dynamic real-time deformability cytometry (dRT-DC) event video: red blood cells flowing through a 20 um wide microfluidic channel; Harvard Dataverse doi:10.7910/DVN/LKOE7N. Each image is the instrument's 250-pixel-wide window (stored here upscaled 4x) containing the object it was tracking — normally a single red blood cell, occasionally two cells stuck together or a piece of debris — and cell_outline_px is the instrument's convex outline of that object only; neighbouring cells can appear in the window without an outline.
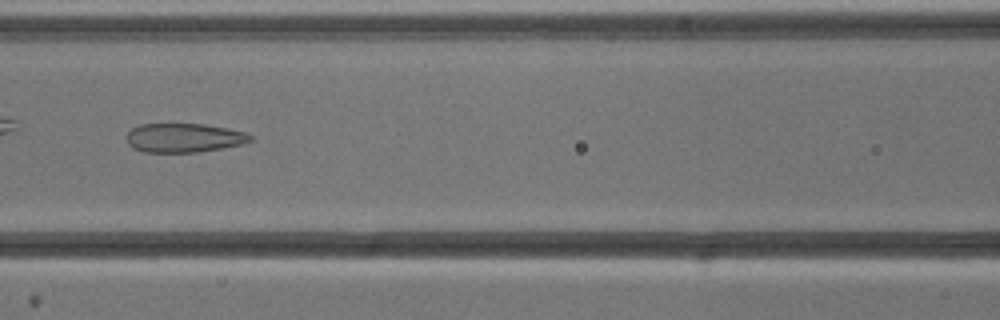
{"species": "common noctule bat (a hibernating species)", "species_latin": "Nyctalus noctula", "temperature_condition": "cold", "stored_images_in_passage": 5, "camera_frame_rate_fps": 3000, "um_per_image_px": 0.085, "animal": {"sex": "male", "body_mass_g": 13.3}, "frame": {"image": 1, "passage_image": 3, "time_ms": 2.333, "image_size_px": [1000, 320], "cell_outline_px": [[252, 140], [240, 144], [200, 152], [144, 152], [132, 148], [128, 144], [128, 132], [132, 128], [140, 124], [204, 124], [228, 128], [244, 132], [252, 136]], "centroid_in_image_um": [15.61, 11.71], "position_along_channel_um": 151.0, "area_um2": 20.81}}
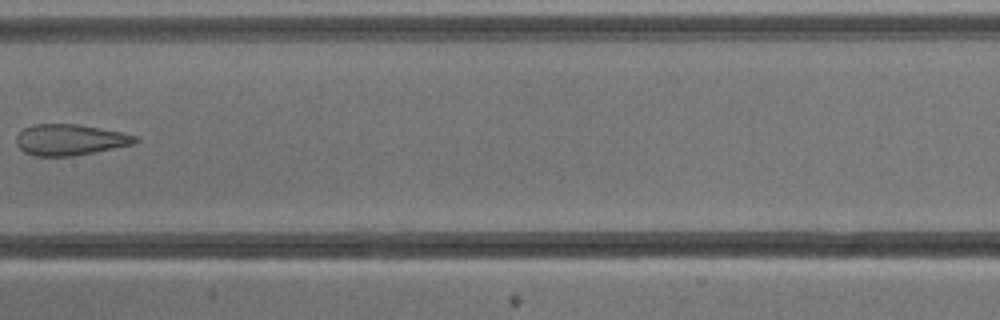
{"frame": {"image": 2, "passage_image": 4, "time_ms": 3.667, "image_size_px": [1000, 320], "cell_outline_px": [[140, 140], [132, 144], [72, 156], [36, 156], [24, 152], [16, 144], [16, 136], [24, 128], [32, 124], [76, 124], [120, 132], [136, 136]], "centroid_in_image_um": [5.89, 11.88], "position_along_channel_um": 201.5, "area_um2": 21.21}}
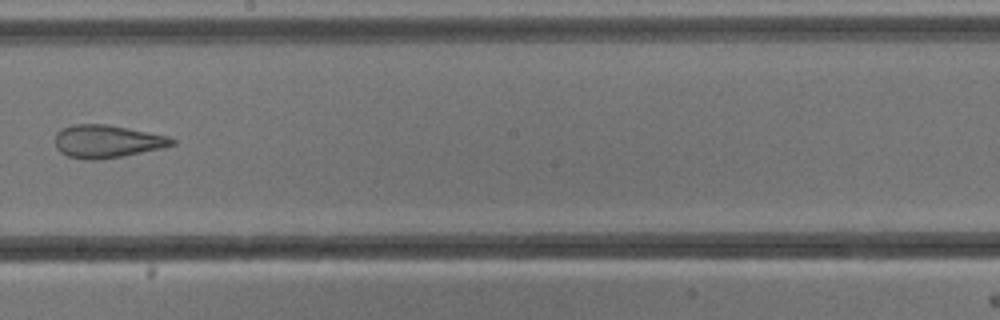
{"frame": {"image": 3, "passage_image": 5, "time_ms": 4.667, "image_size_px": [1000, 320], "cell_outline_px": [[176, 144], [160, 148], [124, 156], [96, 160], [84, 160], [68, 156], [60, 152], [56, 148], [56, 132], [72, 124], [104, 124], [128, 128], [168, 136], [176, 140]], "centroid_in_image_um": [9.09, 12.02], "position_along_channel_um": 239.1, "area_um2": 22.31}}